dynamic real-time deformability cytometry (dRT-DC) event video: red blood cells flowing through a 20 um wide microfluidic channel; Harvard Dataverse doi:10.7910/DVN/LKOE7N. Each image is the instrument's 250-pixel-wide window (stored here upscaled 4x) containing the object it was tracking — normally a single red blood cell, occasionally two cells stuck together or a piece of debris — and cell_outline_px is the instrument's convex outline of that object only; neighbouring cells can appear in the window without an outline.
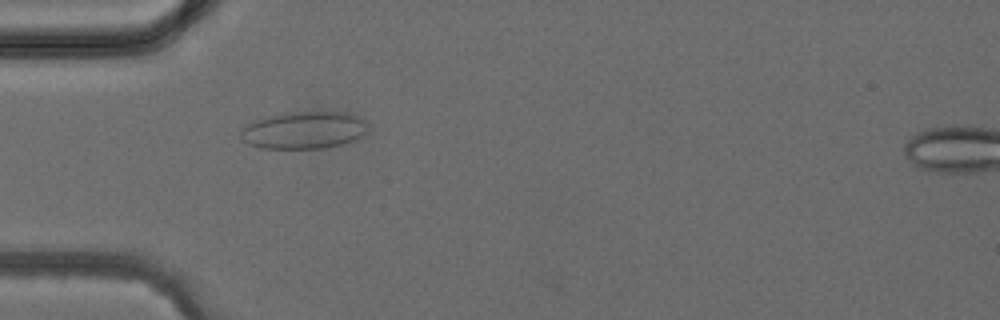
{"species": "common noctule bat (a hibernating species)", "species_latin": "Nyctalus noctula", "temperature_condition": "cold", "stored_images_in_passage": 2, "camera_frame_rate_fps": 3000, "um_per_image_px": 0.085, "animal": {"sex": "female", "body_mass_g": 24.6, "forearm_length_mm": 56.2}, "frame": {"image": 1, "passage_image": 1, "time_ms": 0.0, "image_size_px": [1000, 320], "cell_outline_px": [[368, 132], [364, 136], [356, 140], [324, 148], [260, 148], [248, 144], [240, 136], [240, 132], [248, 124], [256, 120], [272, 116], [292, 112], [348, 112], [360, 116], [364, 120]], "centroid_in_image_um": [25.9, 11.07], "position_along_channel_um": 59.1, "area_um2": 27.51}}